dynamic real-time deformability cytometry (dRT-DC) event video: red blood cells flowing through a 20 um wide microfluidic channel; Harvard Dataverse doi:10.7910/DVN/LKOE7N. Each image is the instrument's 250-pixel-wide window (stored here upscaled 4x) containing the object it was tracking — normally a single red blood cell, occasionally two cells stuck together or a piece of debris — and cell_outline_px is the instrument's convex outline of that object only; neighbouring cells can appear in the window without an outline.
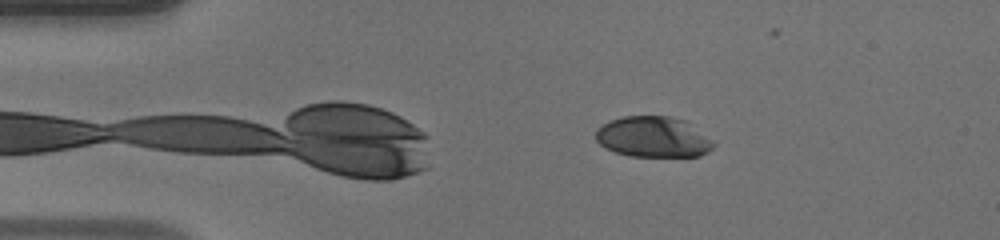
{"species": "human", "species_latin": "Homo sapiens", "temperature_condition": "warm", "stored_images_in_passage": 43, "camera_frame_rate_fps": 3000, "um_per_image_px": 0.085, "donor": {"sex": "male"}, "frame": {"image": 1, "passage_image": 3, "time_ms": 0.667, "image_size_px": [1000, 240], "cell_outline_px": [[716, 144], [708, 152], [700, 156], [628, 156], [604, 148], [596, 140], [596, 128], [612, 120], [624, 116], [668, 116], [684, 120], [712, 140]], "centroid_in_image_um": [55.51, 11.65], "position_along_channel_um": 29.5, "area_um2": 27.8}}
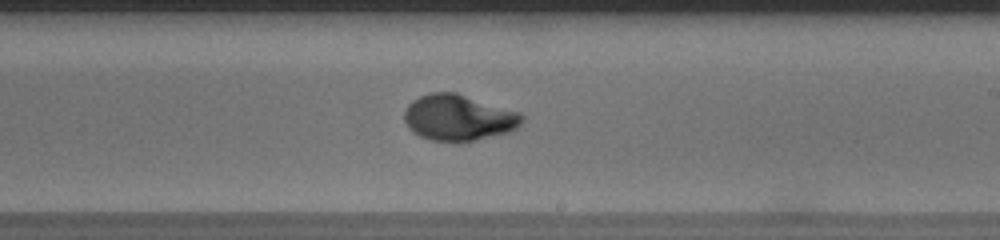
{"frame": {"image": 2, "passage_image": 23, "time_ms": 7.333, "image_size_px": [1000, 240], "cell_outline_px": [[524, 120], [516, 128], [508, 132], [476, 140], [432, 140], [420, 136], [412, 132], [408, 128], [404, 120], [404, 108], [412, 100], [420, 96], [432, 92], [456, 92], [520, 112], [524, 116]], "centroid_in_image_um": [38.96, 9.98], "position_along_channel_um": 250.0, "area_um2": 31.44}}
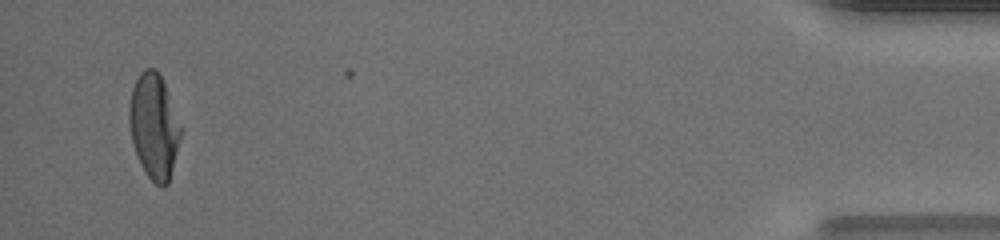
{"frame": {"image": 3, "passage_image": 41, "time_ms": 13.333, "image_size_px": [1000, 240], "cell_outline_px": [[184, 128], [168, 184], [156, 184], [148, 176], [136, 152], [132, 140], [128, 124], [128, 108], [132, 88], [140, 72], [144, 68], [156, 68], [164, 84]], "centroid_in_image_um": [13.11, 10.68], "position_along_channel_um": 422.1, "area_um2": 31.56}, "authors_computed_cell_mechanics": {"area_um2": 30.5762, "velocity_mm_per_s": 4.2094, "shape_relaxation_time_tau1_ms": 3.8559, "shape_relaxation_time_tau2_ms": null, "deformation_change_tau1": 0.2288, "deformation_change_tau2": null}}